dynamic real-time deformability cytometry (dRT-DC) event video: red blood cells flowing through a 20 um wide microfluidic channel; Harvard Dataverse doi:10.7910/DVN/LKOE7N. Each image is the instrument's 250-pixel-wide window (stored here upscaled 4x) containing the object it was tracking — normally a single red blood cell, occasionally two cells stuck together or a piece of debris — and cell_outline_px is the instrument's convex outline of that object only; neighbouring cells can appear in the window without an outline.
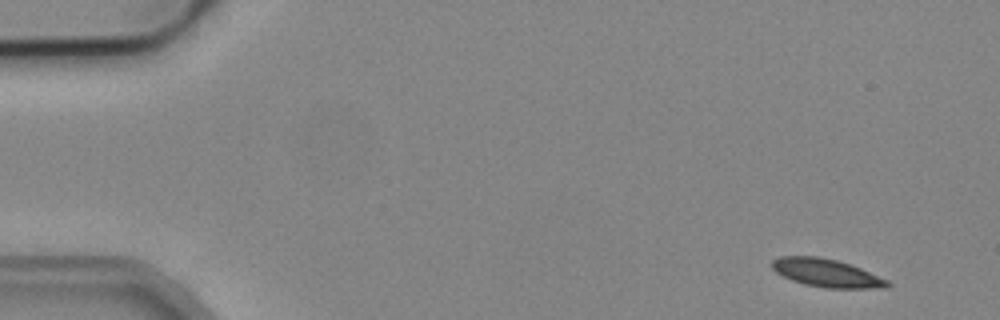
{"species": "common noctule bat (a hibernating species)", "species_latin": "Nyctalus noctula", "temperature_condition": "cold", "stored_images_in_passage": 5, "camera_frame_rate_fps": 3000, "um_per_image_px": 0.085, "animal": {"sex": "male", "body_mass_g": 19.2, "forearm_length_mm": 51.8}, "frame": {"image": 1, "passage_image": 1, "time_ms": 0.0, "image_size_px": [1000, 320], "cell_outline_px": [[892, 284], [888, 288], [824, 288], [804, 284], [792, 280], [776, 272], [772, 268], [772, 260], [780, 256], [820, 256], [836, 260], [860, 268], [888, 280]], "centroid_in_image_um": [70.26, 23.2], "position_along_channel_um": 14.7, "area_um2": 18.84}}
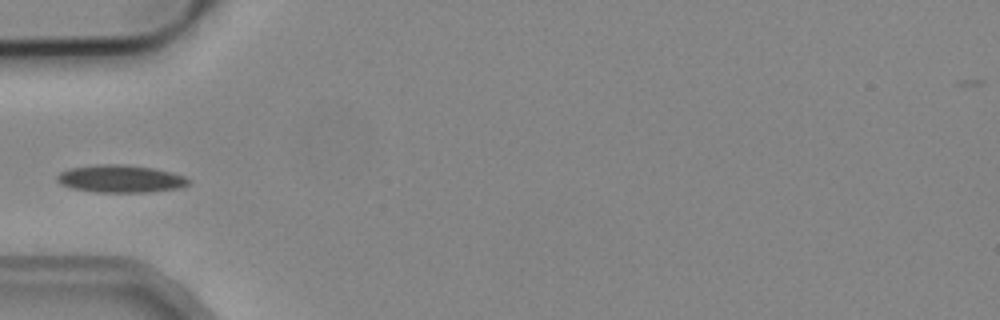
{"frame": {"image": 2, "passage_image": 5, "time_ms": 1.333, "image_size_px": [1000, 320], "cell_outline_px": [[192, 184], [180, 188], [148, 192], [96, 192], [72, 188], [60, 184], [56, 180], [56, 176], [60, 172], [72, 168], [100, 164], [120, 164], [152, 168], [172, 172], [184, 176], [192, 180]], "centroid_in_image_um": [10.29, 15.2], "position_along_channel_um": 74.7, "area_um2": 21.15}}